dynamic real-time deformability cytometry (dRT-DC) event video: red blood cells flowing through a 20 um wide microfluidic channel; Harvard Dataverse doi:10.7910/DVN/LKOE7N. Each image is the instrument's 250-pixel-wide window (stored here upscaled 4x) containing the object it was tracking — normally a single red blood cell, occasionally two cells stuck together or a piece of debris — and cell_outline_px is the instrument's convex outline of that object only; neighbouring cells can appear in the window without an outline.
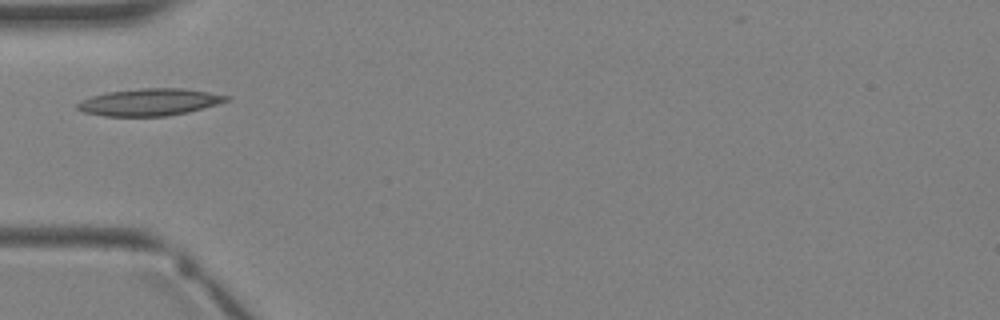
{"species": "Egyptian fruit bat (a non-hibernating species)", "species_latin": "Rousettus aegyptiacus", "temperature_condition": "warm", "stored_images_in_passage": 2, "camera_frame_rate_fps": 3000, "um_per_image_px": 0.085, "animal": {"sex": "female"}, "frame": {"image": 1, "passage_image": 2, "time_ms": 1.0, "image_size_px": [1000, 320], "cell_outline_px": [[232, 96], [228, 100], [216, 104], [188, 112], [164, 116], [104, 116], [84, 112], [76, 108], [76, 104], [92, 96], [108, 92], [140, 88], [184, 88]], "centroid_in_image_um": [12.72, 8.68], "position_along_channel_um": 72.3, "area_um2": 23.29}}